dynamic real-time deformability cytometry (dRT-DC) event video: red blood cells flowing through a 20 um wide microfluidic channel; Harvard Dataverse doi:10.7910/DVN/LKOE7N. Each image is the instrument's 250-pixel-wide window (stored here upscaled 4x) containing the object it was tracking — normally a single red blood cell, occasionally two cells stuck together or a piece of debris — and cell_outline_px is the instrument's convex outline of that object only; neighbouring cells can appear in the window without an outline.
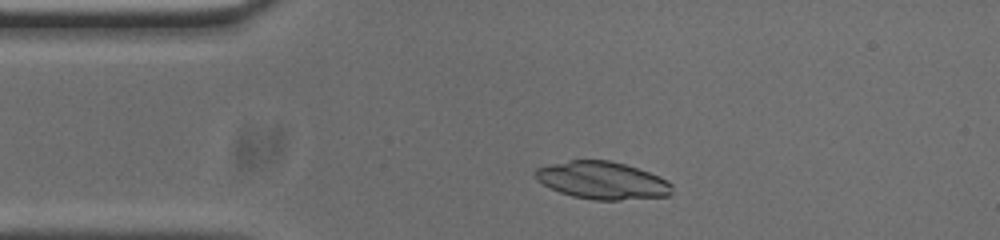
{"species": "common noctule bat (a hibernating species)", "species_latin": "Nyctalus noctula", "temperature_condition": "cold", "stored_images_in_passage": 41, "camera_frame_rate_fps": 3000, "um_per_image_px": 0.085, "animal": {"sex": "male", "body_mass_g": 20.0, "forearm_length_mm": 53.3}, "frame": {"image": 1, "passage_image": 3, "time_ms": 0.667, "image_size_px": [1000, 240], "cell_outline_px": [[672, 192], [668, 196], [620, 200], [596, 200], [572, 196], [560, 192], [536, 180], [536, 168], [568, 160], [608, 160], [624, 164], [660, 176], [668, 180], [672, 184]], "centroid_in_image_um": [51.23, 15.34], "position_along_channel_um": 33.8, "area_um2": 29.71}}
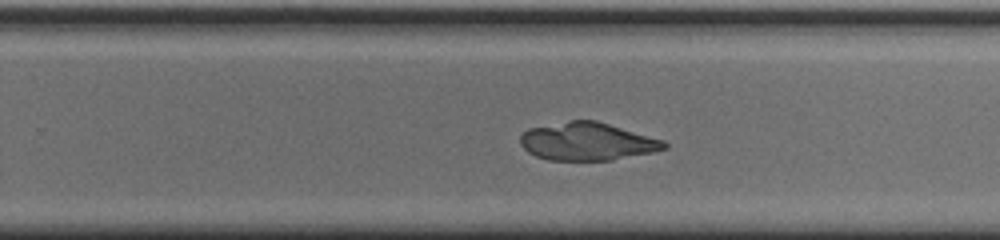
{"frame": {"image": 2, "passage_image": 25, "time_ms": 8.0, "image_size_px": [1000, 240], "cell_outline_px": [[668, 148], [652, 152], [612, 160], [548, 160], [536, 156], [528, 152], [520, 144], [520, 136], [528, 128], [568, 120], [596, 120], [664, 140], [668, 144]], "centroid_in_image_um": [49.91, 12.02], "position_along_channel_um": 279.9, "area_um2": 31.85}}
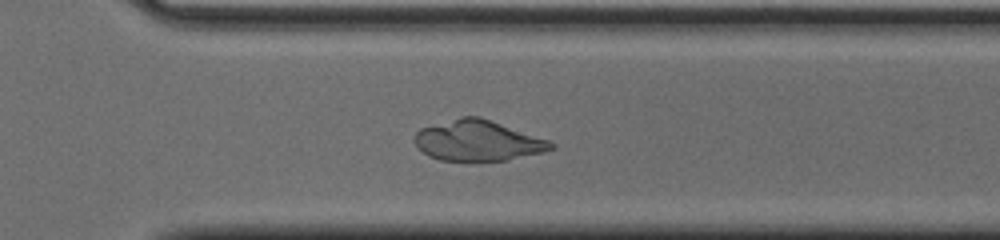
{"frame": {"image": 3, "passage_image": 29, "time_ms": 9.333, "image_size_px": [1000, 240], "cell_outline_px": [[556, 148], [544, 152], [508, 160], [440, 160], [428, 156], [416, 144], [416, 132], [420, 128], [460, 116], [480, 116], [552, 140], [556, 144]], "centroid_in_image_um": [40.7, 11.94], "position_along_channel_um": 329.9, "area_um2": 32.43}}